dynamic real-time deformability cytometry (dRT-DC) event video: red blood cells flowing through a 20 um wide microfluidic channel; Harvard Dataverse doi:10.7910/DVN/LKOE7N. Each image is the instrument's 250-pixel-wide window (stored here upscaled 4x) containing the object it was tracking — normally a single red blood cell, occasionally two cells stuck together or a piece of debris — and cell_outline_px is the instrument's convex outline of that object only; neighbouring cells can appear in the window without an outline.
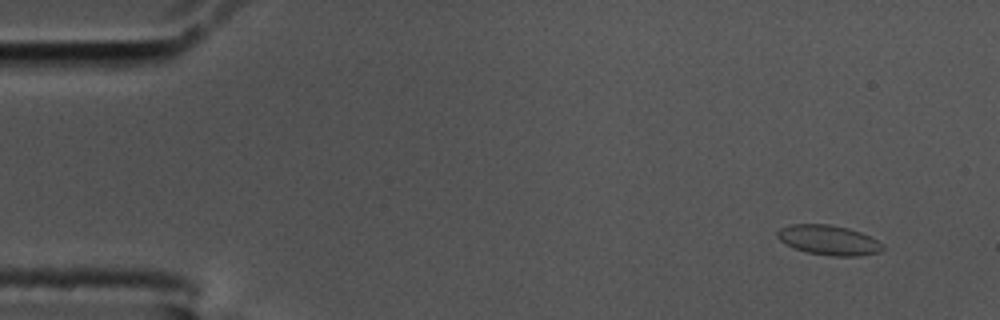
{"species": "common noctule bat (a hibernating species)", "species_latin": "Nyctalus noctula", "temperature_condition": "cold", "stored_images_in_passage": 58, "camera_frame_rate_fps": 3000, "um_per_image_px": 0.085, "animal": {"sex": "male", "body_mass_g": 17.5, "forearm_length_mm": 52.3}, "frame": {"image": 1, "passage_image": 4, "time_ms": 1.0, "image_size_px": [1000, 320], "cell_outline_px": [[884, 248], [880, 252], [860, 256], [832, 256], [808, 252], [792, 248], [780, 240], [776, 236], [776, 232], [780, 228], [792, 224], [828, 224], [848, 228], [860, 232], [884, 244]], "centroid_in_image_um": [70.43, 20.41], "position_along_channel_um": 14.6, "area_um2": 18.32}}
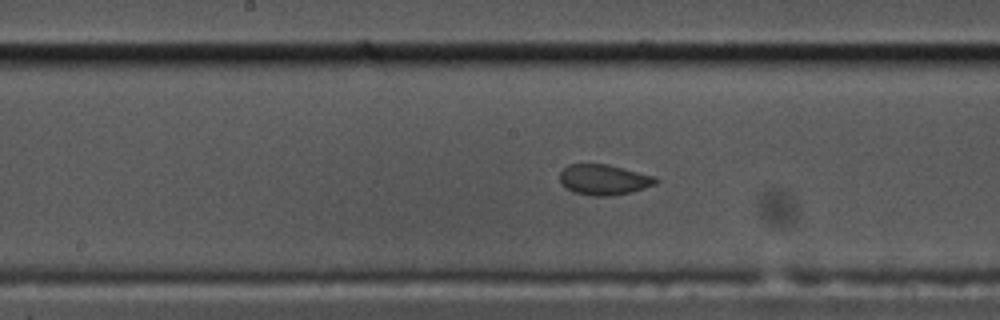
{"frame": {"image": 2, "passage_image": 29, "time_ms": 9.333, "image_size_px": [1000, 320], "cell_outline_px": [[660, 180], [656, 184], [632, 192], [608, 196], [592, 196], [572, 192], [564, 188], [560, 180], [560, 172], [568, 164], [608, 164], [656, 176]], "centroid_in_image_um": [51.34, 15.27], "position_along_channel_um": 196.9, "area_um2": 17.28}}
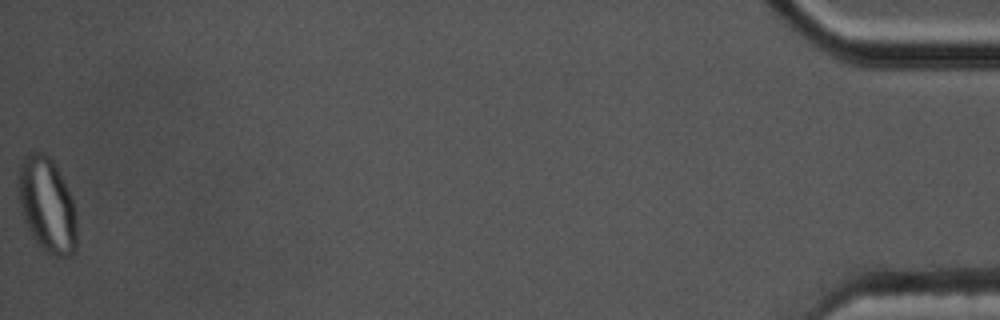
{"frame": {"image": 3, "passage_image": 58, "time_ms": 19.0, "image_size_px": [1000, 320], "cell_outline_px": [[76, 252], [72, 256], [56, 256], [48, 252], [36, 244], [24, 224], [16, 196], [16, 184], [20, 164], [24, 156], [28, 152], [44, 152], [56, 164], [72, 200], [76, 212]], "centroid_in_image_um": [3.94, 17.42], "position_along_channel_um": 431.3, "area_um2": 33.18}}